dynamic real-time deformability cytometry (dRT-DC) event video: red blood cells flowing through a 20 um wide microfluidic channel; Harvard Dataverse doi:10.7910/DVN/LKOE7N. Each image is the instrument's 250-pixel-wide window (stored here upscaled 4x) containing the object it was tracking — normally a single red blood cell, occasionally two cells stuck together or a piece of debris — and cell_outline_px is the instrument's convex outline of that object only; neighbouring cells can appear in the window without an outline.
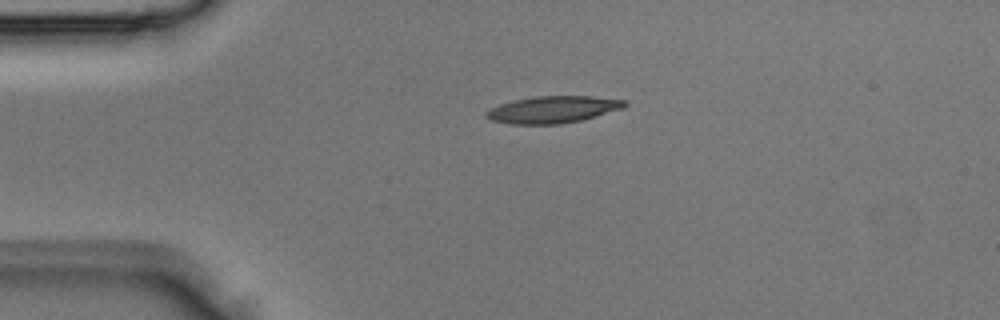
{"species": "Egyptian fruit bat (a non-hibernating species)", "species_latin": "Rousettus aegyptiacus", "temperature_condition": "room temperature", "stored_images_in_passage": 2, "camera_frame_rate_fps": 3000, "um_per_image_px": 0.085, "animal": {"sex": "male"}, "frame": {"image": 1, "passage_image": 1, "time_ms": 0.0, "image_size_px": [1000, 320], "cell_outline_px": [[628, 104], [624, 108], [580, 120], [560, 124], [508, 124], [492, 120], [484, 116], [484, 112], [500, 104], [512, 100], [536, 96], [592, 96], [628, 100]], "centroid_in_image_um": [47.0, 9.3], "position_along_channel_um": 38.0, "area_um2": 21.79}}
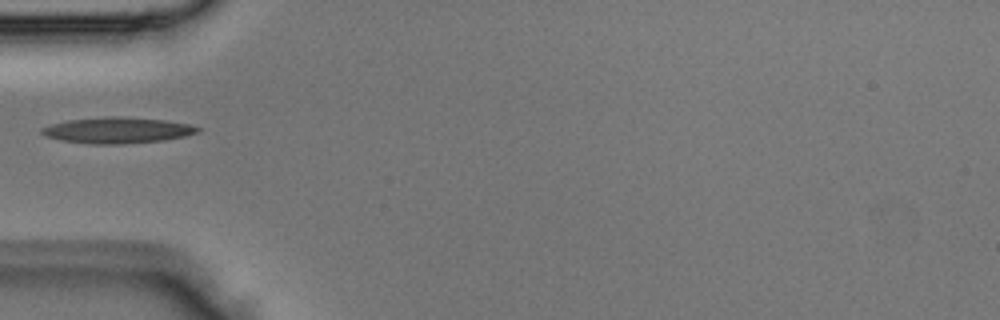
{"frame": {"image": 2, "passage_image": 2, "time_ms": 0.333, "image_size_px": [1000, 320], "cell_outline_px": [[200, 132], [184, 136], [164, 140], [124, 144], [88, 144], [60, 140], [44, 136], [40, 132], [40, 128], [52, 124], [68, 120], [104, 116], [120, 116], [164, 120], [188, 124], [200, 128]], "centroid_in_image_um": [9.94, 11.07], "position_along_channel_um": 75.1, "area_um2": 23.76}}